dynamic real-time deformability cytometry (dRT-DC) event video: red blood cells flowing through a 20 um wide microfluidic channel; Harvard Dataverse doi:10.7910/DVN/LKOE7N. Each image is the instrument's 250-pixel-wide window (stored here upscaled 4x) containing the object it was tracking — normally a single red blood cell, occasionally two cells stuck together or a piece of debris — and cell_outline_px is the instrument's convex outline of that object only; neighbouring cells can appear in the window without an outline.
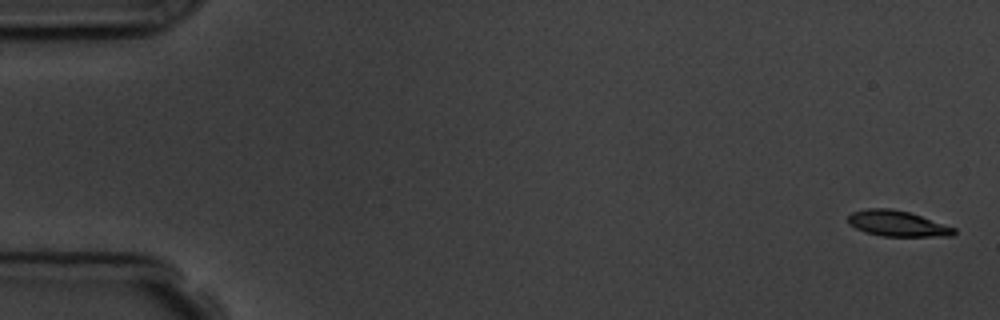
{"species": "common noctule bat (a hibernating species)", "species_latin": "Nyctalus noctula", "temperature_condition": "room temperature", "stored_images_in_passage": 5, "camera_frame_rate_fps": 3000, "um_per_image_px": 0.085, "animal": {"sex": "male", "body_mass_g": 19.5, "forearm_length_mm": 54.6}, "frame": {"image": 1, "passage_image": 1, "time_ms": 0.0, "image_size_px": [1000, 320], "cell_outline_px": [[956, 232], [952, 236], [880, 236], [864, 232], [848, 224], [848, 216], [852, 212], [868, 208], [892, 208], [908, 212], [956, 228]], "centroid_in_image_um": [76.24, 19.0], "position_along_channel_um": 8.8, "area_um2": 15.84}}
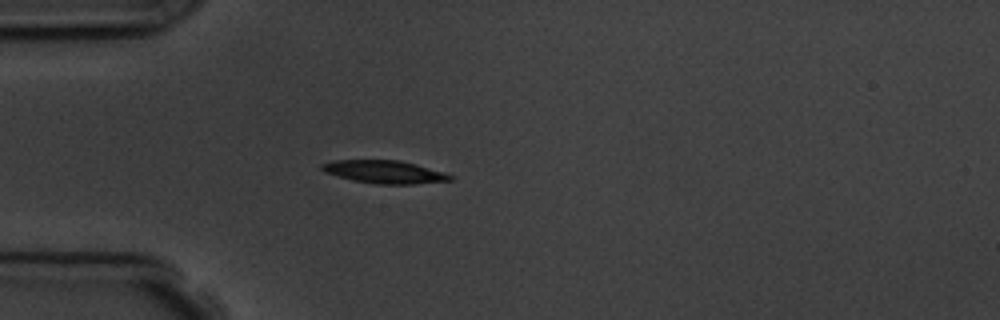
{"frame": {"image": 2, "passage_image": 5, "time_ms": 4.667, "image_size_px": [1000, 320], "cell_outline_px": [[456, 176], [452, 180], [412, 184], [380, 184], [352, 180], [324, 172], [320, 168], [320, 164], [332, 160], [400, 160], [416, 164], [444, 172]], "centroid_in_image_um": [32.68, 14.6], "position_along_channel_um": 52.3, "area_um2": 17.17}}